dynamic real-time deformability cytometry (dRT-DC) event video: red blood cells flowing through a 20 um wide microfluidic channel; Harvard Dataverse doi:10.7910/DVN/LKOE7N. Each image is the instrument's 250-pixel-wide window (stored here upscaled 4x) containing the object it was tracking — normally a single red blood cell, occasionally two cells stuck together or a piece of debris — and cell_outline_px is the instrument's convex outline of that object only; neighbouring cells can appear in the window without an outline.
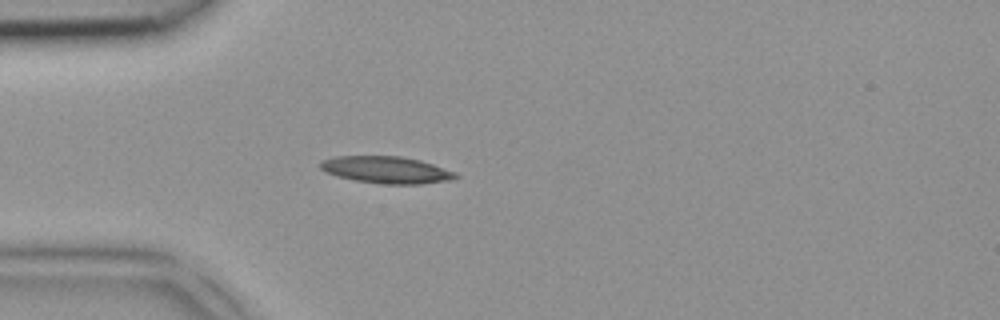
{"species": "common noctule bat (a hibernating species)", "species_latin": "Nyctalus noctula", "temperature_condition": "room temperature", "stored_images_in_passage": 1, "camera_frame_rate_fps": 3000, "um_per_image_px": 0.085, "animal": {"sex": "female", "body_mass_g": 18.4}, "frame": {"image": 1, "passage_image": 1, "time_ms": 0.0, "image_size_px": [1000, 320], "cell_outline_px": [[460, 176], [448, 180], [420, 184], [380, 184], [356, 180], [336, 176], [320, 168], [320, 160], [336, 156], [400, 156], [420, 160], [456, 172]], "centroid_in_image_um": [32.83, 14.43], "position_along_channel_um": 52.2, "area_um2": 21.15}}